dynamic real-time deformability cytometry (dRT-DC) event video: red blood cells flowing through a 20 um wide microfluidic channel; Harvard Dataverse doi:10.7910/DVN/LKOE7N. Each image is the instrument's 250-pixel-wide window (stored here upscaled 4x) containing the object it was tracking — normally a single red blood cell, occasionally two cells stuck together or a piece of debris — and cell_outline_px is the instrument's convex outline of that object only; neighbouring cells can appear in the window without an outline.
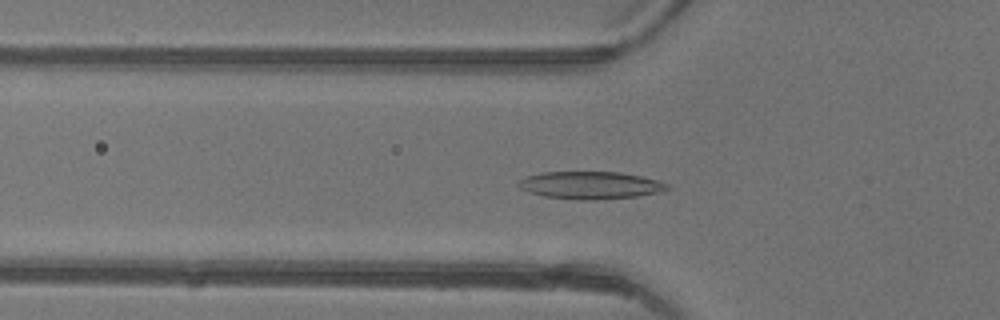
{"species": "common noctule bat (a hibernating species)", "species_latin": "Nyctalus noctula", "temperature_condition": "warm", "stored_images_in_passage": 48, "camera_frame_rate_fps": 3000, "um_per_image_px": 0.085, "animal": {"sex": "female"}, "frame": {"image": 1, "passage_image": 17, "time_ms": 5.333, "image_size_px": [1000, 320], "cell_outline_px": [[672, 188], [656, 192], [636, 196], [596, 200], [580, 200], [544, 196], [520, 188], [516, 184], [524, 176], [540, 172], [620, 172], [640, 176], [656, 180], [668, 184]], "centroid_in_image_um": [50.15, 15.74], "position_along_channel_um": 75.7, "area_um2": 23.7}}
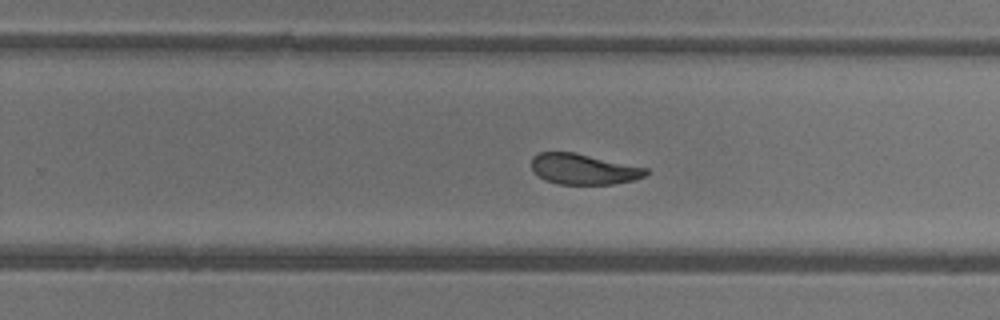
{"frame": {"image": 2, "passage_image": 31, "time_ms": 10.0, "image_size_px": [1000, 320], "cell_outline_px": [[648, 172], [644, 176], [632, 180], [612, 184], [556, 184], [544, 180], [532, 172], [532, 156], [540, 152], [576, 152], [648, 168]], "centroid_in_image_um": [49.56, 14.37], "position_along_channel_um": 280.2, "area_um2": 20.58}}
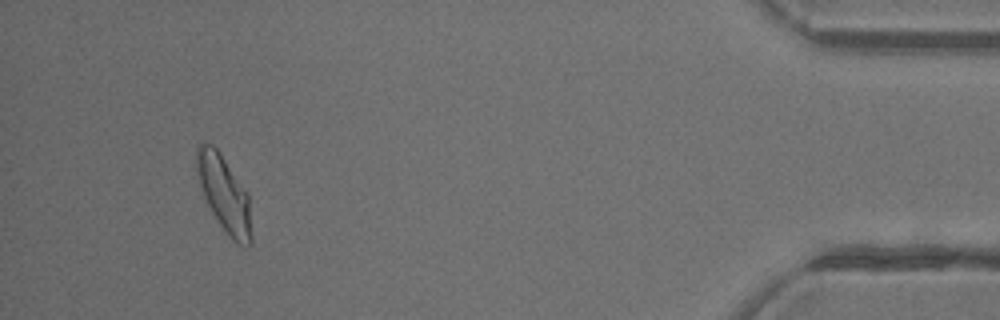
{"frame": {"image": 3, "passage_image": 45, "time_ms": 14.667, "image_size_px": [1000, 320], "cell_outline_px": [[252, 244], [236, 244], [228, 236], [212, 212], [204, 196], [196, 172], [196, 148], [204, 140], [212, 144], [220, 152], [248, 192], [252, 236]], "centroid_in_image_um": [19.06, 16.44], "position_along_channel_um": 416.1, "area_um2": 24.33}, "authors_computed_cell_mechanics": {"area_um2": 23.2356, "velocity_mm_per_s": 4.375, "shape_relaxation_time_tau1_ms": 6.1548, "shape_relaxation_time_tau2_ms": 2.1859, "deformation_change_tau1": 0.1825, "deformation_change_tau2": 0.0836}}